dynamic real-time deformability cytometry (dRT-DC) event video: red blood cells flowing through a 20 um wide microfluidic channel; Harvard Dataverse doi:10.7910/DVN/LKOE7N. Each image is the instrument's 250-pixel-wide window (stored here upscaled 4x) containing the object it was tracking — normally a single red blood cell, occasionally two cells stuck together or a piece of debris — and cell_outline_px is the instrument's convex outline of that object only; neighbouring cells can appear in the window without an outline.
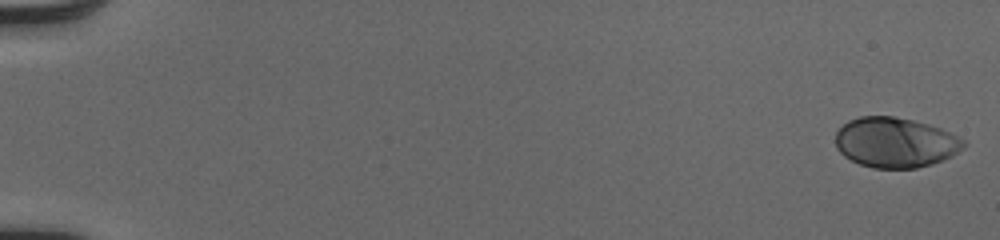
{"species": "human", "species_latin": "Homo sapiens", "temperature_condition": "cold", "stored_images_in_passage": 52, "camera_frame_rate_fps": 3000, "um_per_image_px": 0.085, "donor": {"sex": "male"}, "frame": {"image": 1, "passage_image": 1, "time_ms": 0.0, "image_size_px": [1000, 240], "cell_outline_px": [[964, 148], [952, 156], [932, 164], [916, 168], [872, 168], [860, 164], [844, 156], [836, 148], [836, 132], [848, 120], [860, 116], [892, 116], [912, 120], [928, 124], [940, 128], [964, 140]], "centroid_in_image_um": [76.08, 12.11], "position_along_channel_um": 8.9, "area_um2": 37.28}}
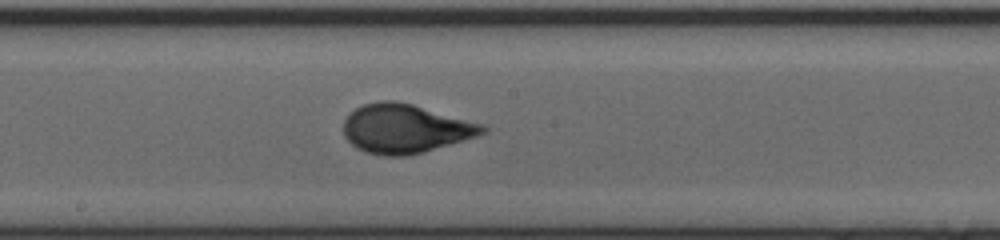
{"frame": {"image": 2, "passage_image": 30, "time_ms": 9.667, "image_size_px": [1000, 240], "cell_outline_px": [[488, 132], [476, 136], [424, 152], [408, 156], [384, 156], [368, 152], [356, 148], [344, 136], [344, 120], [356, 108], [364, 104], [380, 100], [396, 100], [412, 104], [484, 124], [488, 128]], "centroid_in_image_um": [34.46, 10.93], "position_along_channel_um": 213.7, "area_um2": 39.59}}
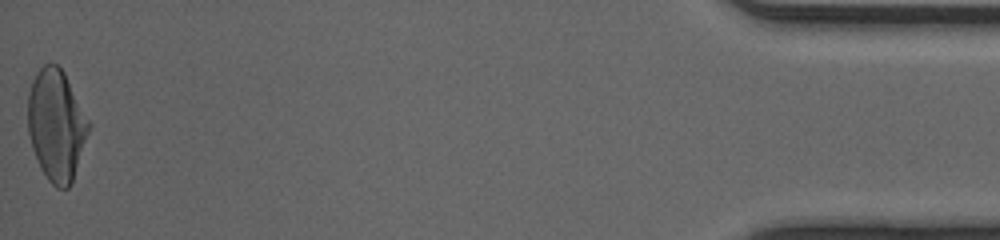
{"frame": {"image": 3, "passage_image": 52, "time_ms": 17.0, "image_size_px": [1000, 240], "cell_outline_px": [[92, 124], [72, 180], [68, 188], [56, 188], [48, 180], [40, 168], [32, 148], [28, 132], [28, 92], [32, 80], [36, 72], [44, 64], [56, 64], [64, 72]], "centroid_in_image_um": [4.79, 10.62], "position_along_channel_um": 430.4, "area_um2": 39.54}, "authors_computed_cell_mechanics": {"area_um2": 38.0613, "velocity_mm_per_s": 4.0993, "shape_relaxation_time_tau1_ms": 3.7218, "shape_relaxation_time_tau2_ms": null, "deformation_change_tau1": 0.1728, "deformation_change_tau2": null}}